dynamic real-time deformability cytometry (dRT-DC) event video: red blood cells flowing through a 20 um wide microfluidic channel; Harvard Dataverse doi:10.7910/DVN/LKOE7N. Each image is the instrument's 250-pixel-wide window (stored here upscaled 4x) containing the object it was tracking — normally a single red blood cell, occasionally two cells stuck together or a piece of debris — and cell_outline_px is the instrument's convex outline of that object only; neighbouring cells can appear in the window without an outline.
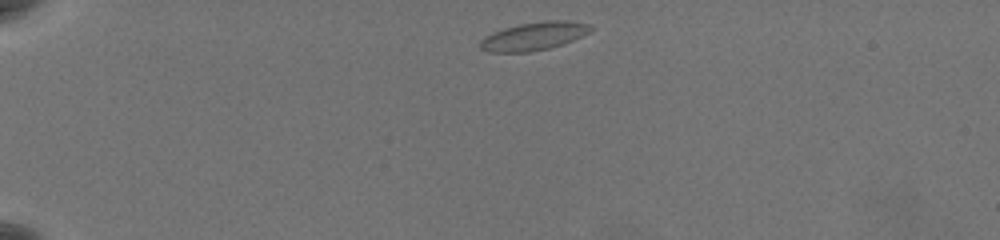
{"species": "common noctule bat (a hibernating species)", "species_latin": "Nyctalus noctula", "temperature_condition": "warm", "stored_images_in_passage": 46, "camera_frame_rate_fps": 3000, "um_per_image_px": 0.085, "animal": {"sex": "female", "body_mass_g": 19.5, "forearm_length_mm": 54.1}, "frame": {"image": 1, "passage_image": 1, "time_ms": 0.0, "image_size_px": [1000, 240], "cell_outline_px": [[596, 28], [592, 32], [572, 40], [548, 48], [528, 52], [488, 52], [480, 48], [480, 40], [484, 36], [492, 32], [504, 28], [520, 24], [548, 20], [568, 20], [588, 24]], "centroid_in_image_um": [45.39, 3.06], "position_along_channel_um": 39.6, "area_um2": 18.15}}
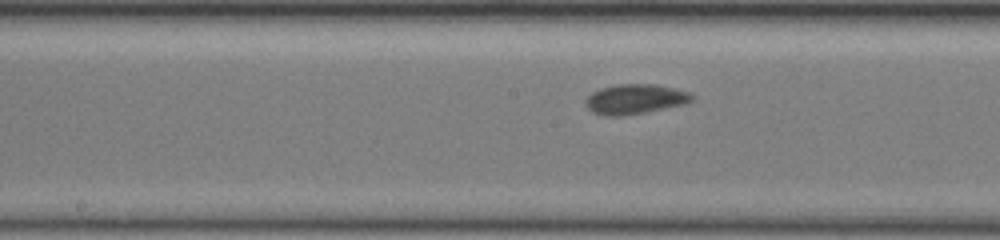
{"frame": {"image": 2, "passage_image": 20, "time_ms": 6.333, "image_size_px": [1000, 240], "cell_outline_px": [[692, 100], [684, 104], [644, 112], [620, 116], [608, 116], [592, 112], [584, 104], [588, 96], [592, 92], [600, 88], [616, 84], [656, 84], [688, 92], [692, 96]], "centroid_in_image_um": [53.92, 8.42], "position_along_channel_um": 194.3, "area_um2": 18.26}}
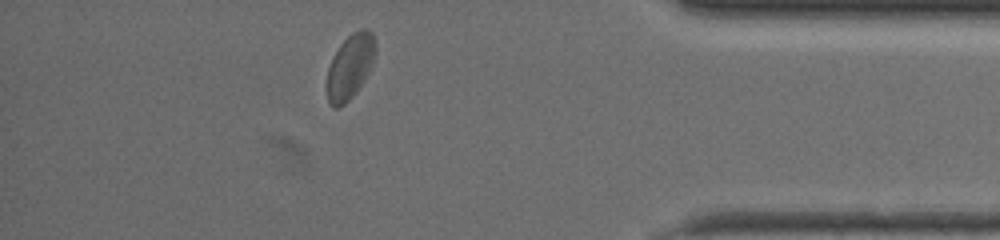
{"frame": {"image": 3, "passage_image": 40, "time_ms": 13.0, "image_size_px": [1000, 240], "cell_outline_px": [[376, 48], [372, 60], [356, 92], [344, 104], [336, 108], [332, 108], [328, 104], [328, 68], [332, 56], [340, 44], [352, 32], [364, 28], [368, 28], [372, 32], [376, 44]], "centroid_in_image_um": [29.73, 5.62], "position_along_channel_um": 405.5, "area_um2": 17.8}, "authors_computed_cell_mechanics": {"area_um2": 17.6001, "velocity_mm_per_s": 3.5608, "shape_relaxation_time_tau1_ms": 2.8195, "shape_relaxation_time_tau2_ms": 0.7889, "deformation_change_tau1": 0.0776, "deformation_change_tau2": 0.0457}}